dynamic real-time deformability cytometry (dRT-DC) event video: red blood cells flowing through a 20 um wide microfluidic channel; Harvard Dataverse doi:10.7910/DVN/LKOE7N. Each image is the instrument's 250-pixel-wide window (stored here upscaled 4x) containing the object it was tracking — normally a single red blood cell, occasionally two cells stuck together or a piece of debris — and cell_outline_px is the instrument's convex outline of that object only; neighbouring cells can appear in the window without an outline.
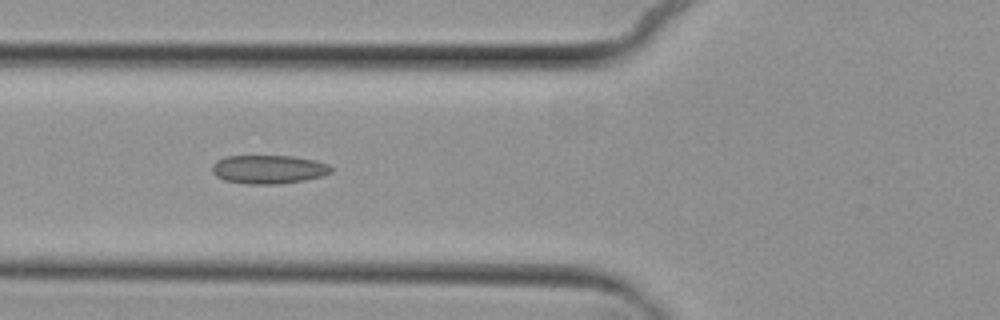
{"species": "common noctule bat (a hibernating species)", "species_latin": "Nyctalus noctula", "temperature_condition": "cold", "stored_images_in_passage": 10, "camera_frame_rate_fps": 3000, "um_per_image_px": 0.085, "animal": {"sex": "female", "body_mass_g": 29.2, "forearm_length_mm": 56.3}, "frame": {"image": 1, "passage_image": 6, "time_ms": 6.0, "image_size_px": [1000, 320], "cell_outline_px": [[332, 172], [324, 176], [304, 180], [280, 184], [248, 184], [224, 180], [216, 176], [212, 172], [212, 164], [216, 160], [228, 156], [292, 156], [316, 160], [328, 164], [332, 168]], "centroid_in_image_um": [22.84, 14.39], "position_along_channel_um": 103.0, "area_um2": 20.0}}
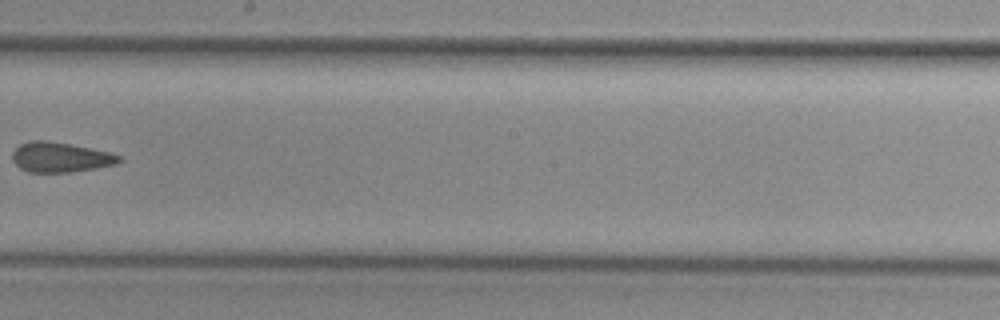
{"frame": {"image": 2, "passage_image": 9, "time_ms": 9.667, "image_size_px": [1000, 320], "cell_outline_px": [[124, 160], [116, 164], [96, 168], [72, 172], [28, 172], [20, 168], [12, 160], [12, 152], [20, 144], [32, 140], [44, 140], [68, 144], [108, 152], [120, 156]], "centroid_in_image_um": [5.11, 13.37], "position_along_channel_um": 243.1, "area_um2": 18.5}}
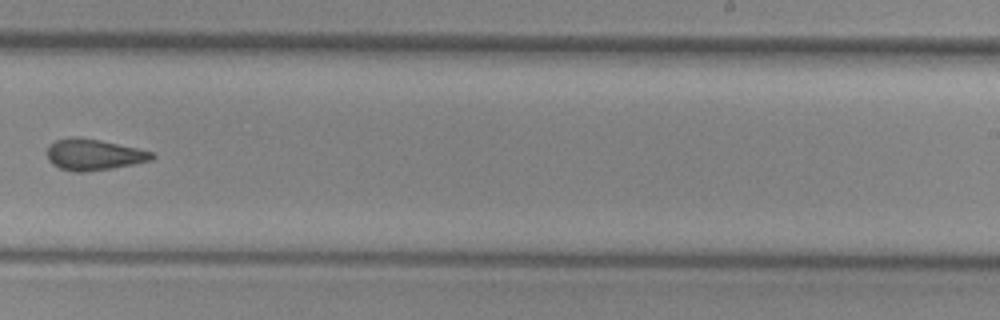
{"frame": {"image": 3, "passage_image": 10, "time_ms": 10.667, "image_size_px": [1000, 320], "cell_outline_px": [[156, 156], [152, 160], [112, 168], [84, 172], [76, 172], [60, 168], [52, 164], [48, 160], [48, 148], [56, 140], [72, 136], [76, 136], [100, 140], [136, 148], [152, 152]], "centroid_in_image_um": [7.96, 13.14], "position_along_channel_um": 281.0, "area_um2": 18.84}}